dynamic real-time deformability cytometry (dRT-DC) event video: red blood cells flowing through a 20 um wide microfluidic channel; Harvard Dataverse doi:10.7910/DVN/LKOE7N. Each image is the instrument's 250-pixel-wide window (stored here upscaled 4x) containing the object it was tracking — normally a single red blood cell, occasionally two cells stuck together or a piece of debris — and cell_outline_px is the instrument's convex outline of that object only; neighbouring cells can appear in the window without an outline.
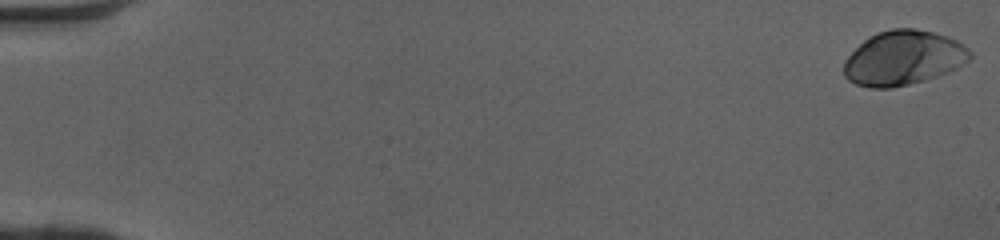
{"species": "human", "species_latin": "Homo sapiens", "temperature_condition": "cold", "stored_images_in_passage": 51, "camera_frame_rate_fps": 3000, "um_per_image_px": 0.085, "donor": {"sex": "female"}, "frame": {"image": 1, "passage_image": 1, "time_ms": 0.0, "image_size_px": [1000, 240], "cell_outline_px": [[972, 56], [968, 60], [956, 68], [948, 72], [924, 80], [892, 88], [872, 88], [856, 84], [848, 80], [844, 76], [844, 60], [868, 36], [876, 32], [892, 28], [916, 28], [948, 36], [964, 44], [972, 52]], "centroid_in_image_um": [76.78, 4.91], "position_along_channel_um": 8.2, "area_um2": 40.11}}
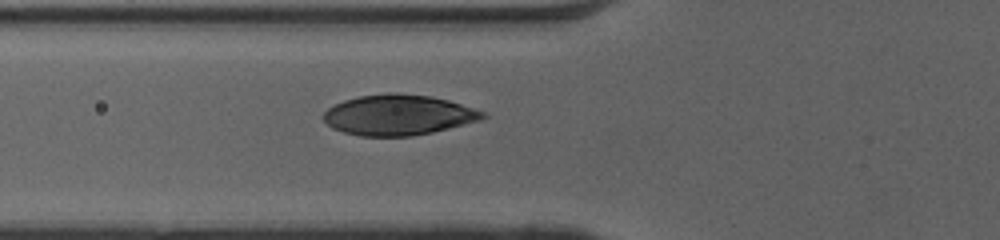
{"frame": {"image": 2, "passage_image": 20, "time_ms": 6.333, "image_size_px": [1000, 240], "cell_outline_px": [[488, 116], [480, 120], [432, 132], [412, 136], [360, 136], [344, 132], [332, 128], [320, 116], [328, 108], [344, 100], [360, 96], [388, 92], [392, 92], [432, 96], [448, 100], [484, 112]], "centroid_in_image_um": [33.83, 9.77], "position_along_channel_um": 92.0, "area_um2": 37.45}}
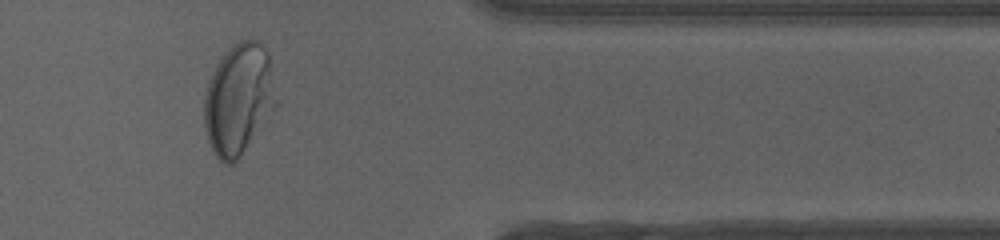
{"frame": {"image": 3, "passage_image": 43, "time_ms": 14.0, "image_size_px": [1000, 240], "cell_outline_px": [[280, 104], [240, 156], [232, 164], [224, 164], [216, 156], [208, 140], [204, 128], [204, 96], [208, 80], [216, 64], [224, 52], [232, 44], [240, 40], [256, 40], [268, 52]], "centroid_in_image_um": [20.31, 8.42], "position_along_channel_um": 391.1, "area_um2": 47.34}, "authors_computed_cell_mechanics": {"area_um2": 38.437, "velocity_mm_per_s": 4.0808, "shape_relaxation_time_tau1_ms": 4.1289, "shape_relaxation_time_tau2_ms": null, "deformation_change_tau1": 0.1749, "deformation_change_tau2": null}}